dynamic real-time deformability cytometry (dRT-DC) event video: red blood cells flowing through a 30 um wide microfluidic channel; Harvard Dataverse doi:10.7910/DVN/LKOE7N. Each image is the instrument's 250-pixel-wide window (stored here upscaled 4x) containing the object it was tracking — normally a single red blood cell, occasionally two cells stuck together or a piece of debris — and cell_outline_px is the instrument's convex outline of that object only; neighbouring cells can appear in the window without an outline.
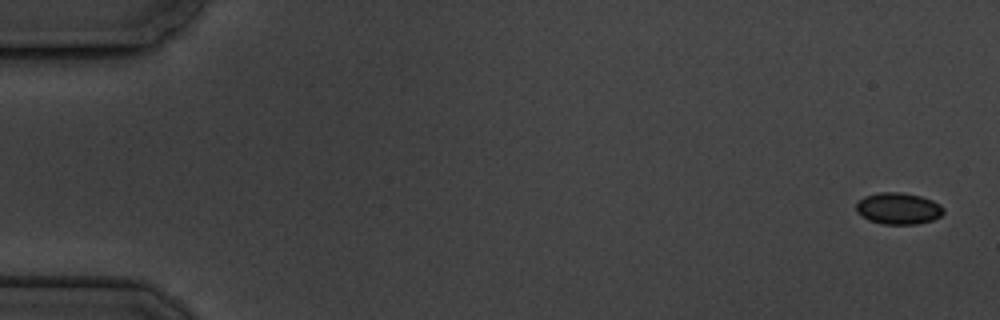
{"species": "common noctule bat (a hibernating species)", "species_latin": "Nyctalus noctula", "temperature_condition": "cold", "stored_images_in_passage": 8, "camera_frame_rate_fps": 3000, "um_per_image_px": 0.085, "animal": {"sex": "male", "body_mass_g": 19.5, "forearm_length_mm": 54.6}, "frame": {"image": 1, "passage_image": 1, "time_ms": 0.0, "image_size_px": [1000, 320], "cell_outline_px": [[944, 212], [940, 216], [932, 220], [916, 224], [884, 224], [868, 220], [856, 212], [856, 204], [864, 196], [880, 192], [900, 192], [920, 196], [932, 200], [940, 204], [944, 208]], "centroid_in_image_um": [76.35, 17.72], "position_along_channel_um": 8.6, "area_um2": 16.07}}
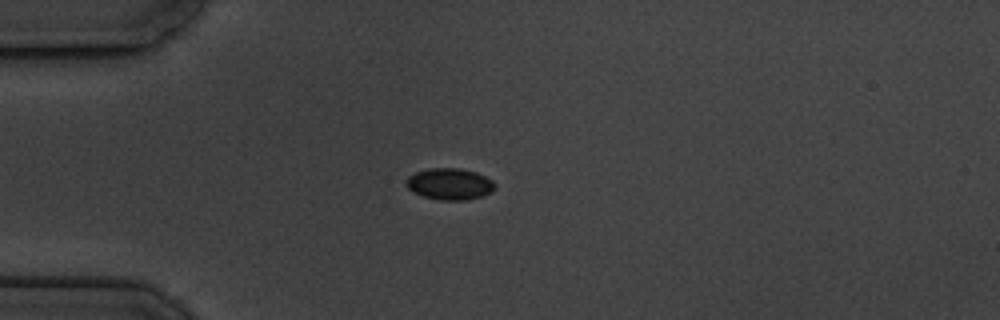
{"frame": {"image": 2, "passage_image": 5, "time_ms": 4.667, "image_size_px": [1000, 320], "cell_outline_px": [[496, 188], [492, 192], [468, 200], [440, 200], [424, 196], [412, 192], [404, 184], [404, 180], [408, 176], [416, 172], [428, 168], [460, 168], [476, 172], [492, 180], [496, 184]], "centroid_in_image_um": [38.2, 15.63], "position_along_channel_um": 46.8, "area_um2": 16.47}}